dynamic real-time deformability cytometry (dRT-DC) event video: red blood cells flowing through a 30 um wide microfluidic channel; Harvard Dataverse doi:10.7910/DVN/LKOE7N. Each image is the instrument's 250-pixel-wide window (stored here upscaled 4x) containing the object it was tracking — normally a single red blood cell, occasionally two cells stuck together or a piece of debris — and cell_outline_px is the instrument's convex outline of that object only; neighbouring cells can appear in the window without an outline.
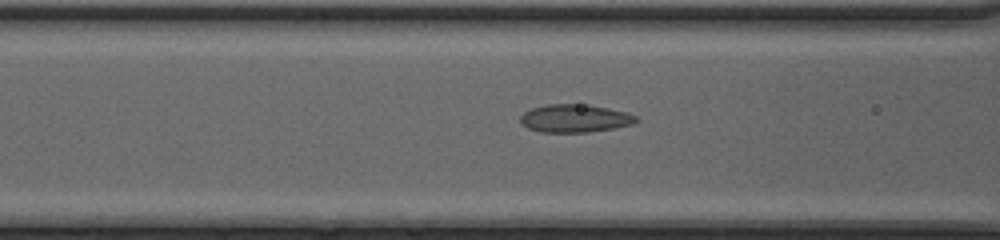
{"species": "common noctule bat (a hibernating species)", "species_latin": "Nyctalus noctula", "temperature_condition": "cold", "stored_images_in_passage": 17, "camera_frame_rate_fps": 3000, "um_per_image_px": 0.085, "animal": {"sex": "female", "body_mass_g": 20.0, "forearm_length_mm": 54.0}, "frame": {"image": 1, "passage_image": 15, "time_ms": 4.667, "image_size_px": [1000, 240], "cell_outline_px": [[640, 120], [632, 124], [616, 128], [588, 132], [540, 132], [528, 128], [520, 120], [520, 116], [524, 112], [532, 108], [548, 104], [580, 104], [608, 108], [628, 112], [636, 116]], "centroid_in_image_um": [48.89, 10.06], "position_along_channel_um": 117.7, "area_um2": 18.84}}